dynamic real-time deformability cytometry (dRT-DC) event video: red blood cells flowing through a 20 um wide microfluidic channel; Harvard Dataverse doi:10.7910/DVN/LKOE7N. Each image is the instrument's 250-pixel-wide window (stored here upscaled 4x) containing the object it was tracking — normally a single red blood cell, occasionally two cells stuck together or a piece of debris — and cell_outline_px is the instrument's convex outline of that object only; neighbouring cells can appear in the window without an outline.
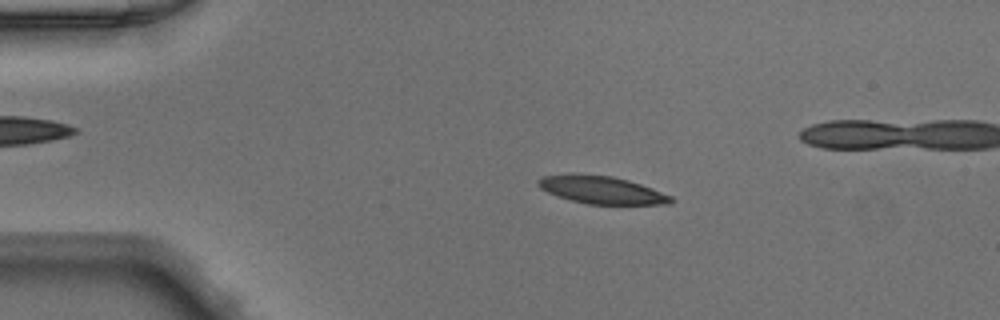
{"species": "Egyptian fruit bat (a non-hibernating species)", "species_latin": "Rousettus aegyptiacus", "temperature_condition": "warm", "stored_images_in_passage": 45, "camera_frame_rate_fps": 3000, "um_per_image_px": 0.085, "animal": {"sex": "male"}, "frame": {"image": 1, "passage_image": 5, "time_ms": 1.333, "image_size_px": [1000, 320], "cell_outline_px": [[676, 200], [672, 204], [588, 204], [572, 200], [548, 192], [540, 188], [536, 184], [536, 180], [544, 176], [572, 172], [612, 176], [628, 180], [652, 188], [672, 196]], "centroid_in_image_um": [51.14, 16.12], "position_along_channel_um": 33.9, "area_um2": 21.62}}
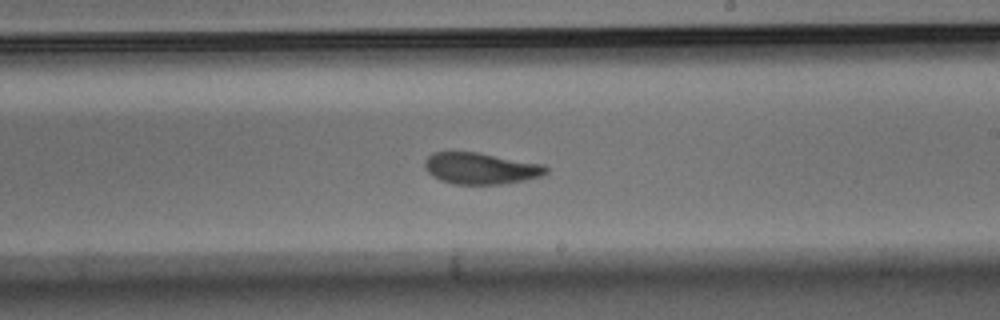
{"frame": {"image": 2, "passage_image": 24, "time_ms": 7.667, "image_size_px": [1000, 320], "cell_outline_px": [[548, 172], [540, 176], [508, 184], [456, 184], [440, 180], [432, 176], [424, 168], [424, 160], [432, 152], [476, 152], [544, 164], [548, 168]], "centroid_in_image_um": [40.85, 14.31], "position_along_channel_um": 248.2, "area_um2": 22.31}}
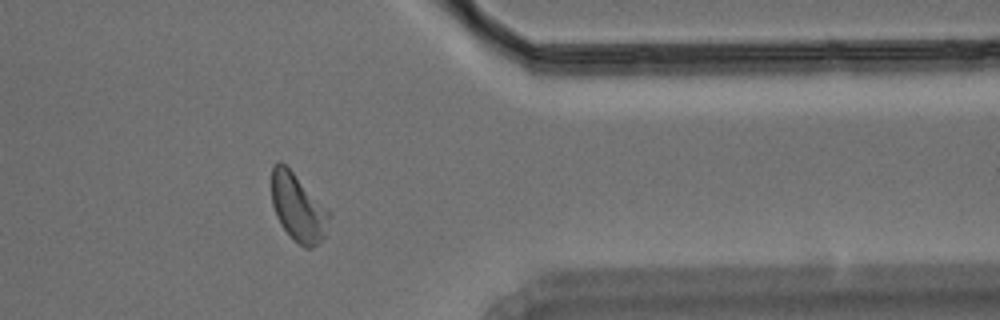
{"frame": {"image": 3, "passage_image": 35, "time_ms": 11.333, "image_size_px": [1000, 320], "cell_outline_px": [[332, 216], [324, 236], [312, 248], [304, 248], [280, 224], [276, 216], [272, 204], [272, 164], [280, 160], [332, 212]], "centroid_in_image_um": [25.35, 17.63], "position_along_channel_um": 386.0, "area_um2": 22.48}}